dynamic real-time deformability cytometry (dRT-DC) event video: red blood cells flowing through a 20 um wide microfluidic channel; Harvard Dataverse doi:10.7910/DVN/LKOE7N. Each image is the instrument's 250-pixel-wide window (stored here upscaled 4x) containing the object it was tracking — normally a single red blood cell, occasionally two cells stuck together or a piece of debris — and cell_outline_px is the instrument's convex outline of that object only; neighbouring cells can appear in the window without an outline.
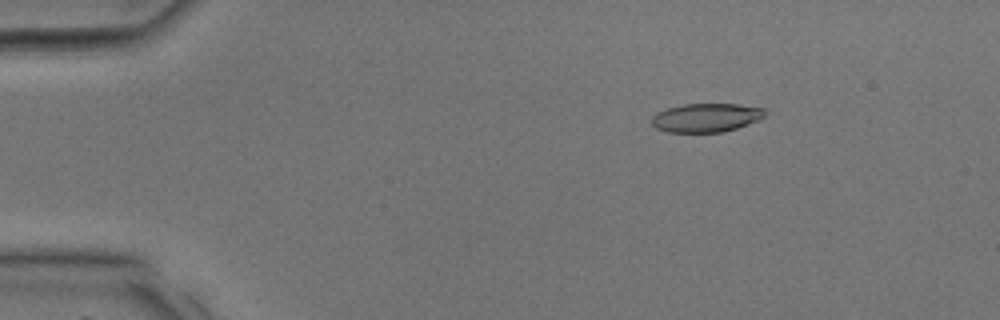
{"species": "common noctule bat (a hibernating species)", "species_latin": "Nyctalus noctula", "temperature_condition": "room temperature", "stored_images_in_passage": 36, "camera_frame_rate_fps": 3000, "um_per_image_px": 0.085, "animal": {"sex": "male", "body_mass_g": 17.9, "forearm_length_mm": 54.2}, "frame": {"image": 1, "passage_image": 6, "time_ms": 1.667, "image_size_px": [1000, 320], "cell_outline_px": [[764, 116], [760, 120], [724, 132], [668, 132], [656, 128], [652, 124], [652, 116], [656, 112], [668, 108], [684, 104], [736, 104], [764, 108]], "centroid_in_image_um": [60.01, 10.0], "position_along_channel_um": 25.0, "area_um2": 18.9}}
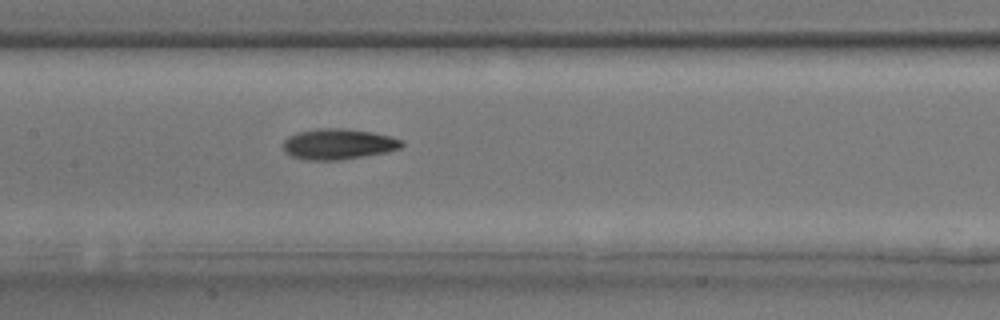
{"frame": {"image": 2, "passage_image": 18, "time_ms": 5.667, "image_size_px": [1000, 320], "cell_outline_px": [[404, 144], [400, 148], [384, 152], [364, 156], [340, 160], [304, 160], [292, 156], [284, 152], [284, 140], [288, 136], [296, 132], [316, 128], [344, 128], [372, 132], [404, 140]], "centroid_in_image_um": [28.72, 12.24], "position_along_channel_um": 178.7, "area_um2": 21.27}}
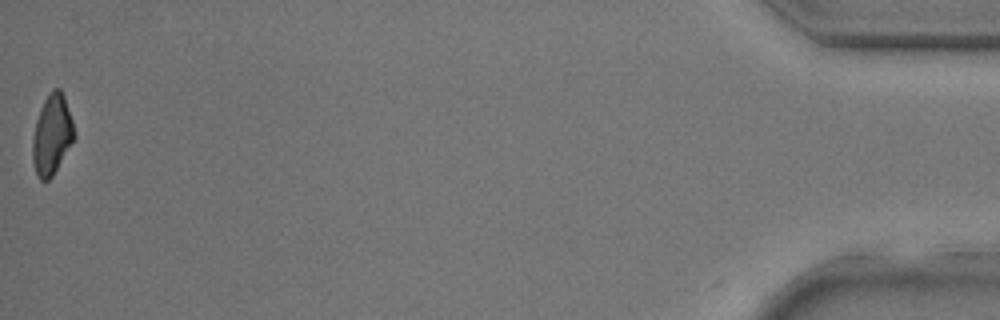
{"frame": {"image": 3, "passage_image": 36, "time_ms": 11.667, "image_size_px": [1000, 320], "cell_outline_px": [[76, 136], [52, 176], [48, 180], [40, 180], [36, 176], [32, 160], [32, 136], [36, 120], [40, 108], [44, 100], [52, 88], [60, 88], [64, 96], [76, 132]], "centroid_in_image_um": [4.4, 11.44], "position_along_channel_um": 430.8, "area_um2": 19.54}}